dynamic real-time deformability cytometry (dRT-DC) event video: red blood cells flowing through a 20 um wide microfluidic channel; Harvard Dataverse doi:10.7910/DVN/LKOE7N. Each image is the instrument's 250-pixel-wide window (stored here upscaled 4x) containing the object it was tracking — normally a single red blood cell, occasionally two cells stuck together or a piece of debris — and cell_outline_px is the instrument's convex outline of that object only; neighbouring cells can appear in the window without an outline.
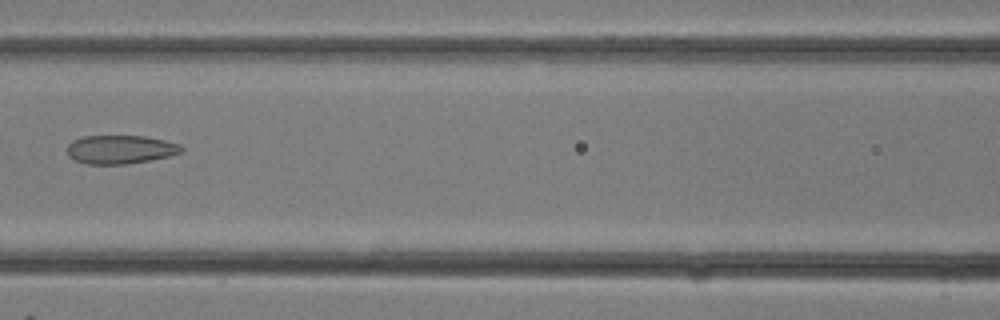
{"species": "common noctule bat (a hibernating species)", "species_latin": "Nyctalus noctula", "temperature_condition": "room temperature", "stored_images_in_passage": 11, "camera_frame_rate_fps": 3000, "um_per_image_px": 0.085, "animal": {"sex": "female"}, "frame": {"image": 1, "passage_image": 10, "time_ms": 3.0, "image_size_px": [1000, 320], "cell_outline_px": [[184, 152], [168, 156], [148, 160], [124, 164], [84, 164], [68, 156], [68, 144], [72, 140], [84, 136], [144, 136], [164, 140], [180, 144], [184, 148]], "centroid_in_image_um": [10.23, 12.7], "position_along_channel_um": 156.4, "area_um2": 19.02}}